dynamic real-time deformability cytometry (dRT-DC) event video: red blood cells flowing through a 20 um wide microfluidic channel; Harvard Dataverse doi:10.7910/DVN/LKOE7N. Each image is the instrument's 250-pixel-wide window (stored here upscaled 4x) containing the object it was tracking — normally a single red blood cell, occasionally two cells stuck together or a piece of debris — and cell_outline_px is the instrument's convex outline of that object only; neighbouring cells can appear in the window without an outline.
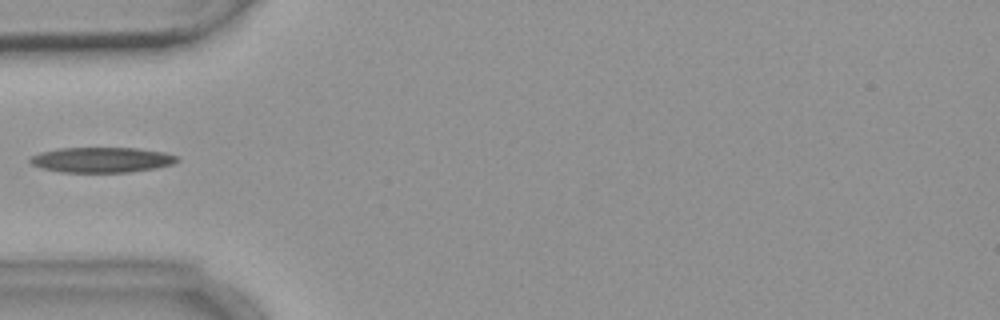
{"species": "common noctule bat (a hibernating species)", "species_latin": "Nyctalus noctula", "temperature_condition": "warm", "stored_images_in_passage": 2, "camera_frame_rate_fps": 3000, "um_per_image_px": 0.085, "animal": {"sex": "female", "body_mass_g": 18.4}, "frame": {"image": 1, "passage_image": 2, "time_ms": 1.0, "image_size_px": [1000, 320], "cell_outline_px": [[180, 160], [172, 164], [156, 168], [128, 172], [60, 172], [40, 168], [32, 164], [28, 160], [32, 156], [40, 152], [60, 148], [136, 148], [164, 152], [176, 156]], "centroid_in_image_um": [8.63, 13.59], "position_along_channel_um": 76.4, "area_um2": 21.62}}